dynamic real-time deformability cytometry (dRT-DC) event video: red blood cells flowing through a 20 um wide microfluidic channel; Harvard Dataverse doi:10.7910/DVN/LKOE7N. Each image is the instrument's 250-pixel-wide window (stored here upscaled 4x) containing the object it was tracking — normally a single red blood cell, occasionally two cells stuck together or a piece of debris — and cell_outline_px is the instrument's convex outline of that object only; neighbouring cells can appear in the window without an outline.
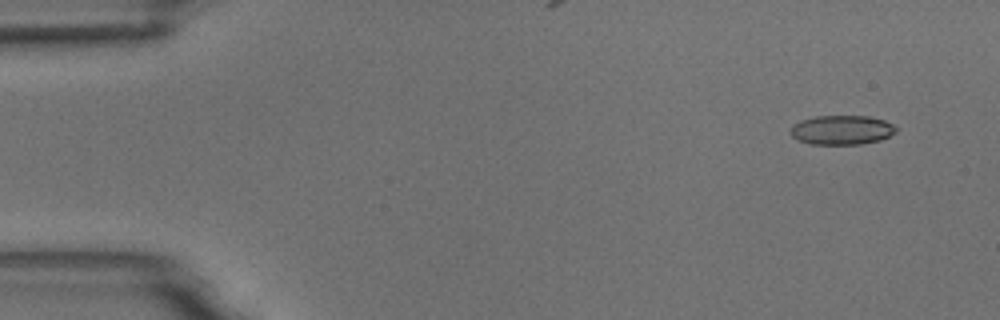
{"species": "common noctule bat (a hibernating species)", "species_latin": "Nyctalus noctula", "temperature_condition": "room temperature", "stored_images_in_passage": 6, "segment_of_instrument_passage": [2, 2], "camera_frame_rate_fps": 3000, "um_per_image_px": 0.085, "animal": {"sex": "male", "body_mass_g": 18.8}, "frame": {"image": 1, "passage_image": 6, "time_ms": 6.0, "image_size_px": [1000, 320], "cell_outline_px": [[896, 132], [880, 140], [860, 144], [812, 144], [796, 140], [788, 132], [792, 124], [800, 120], [816, 116], [868, 116], [884, 120], [892, 124], [896, 128]], "centroid_in_image_um": [71.49, 11.04], "position_along_channel_um": 13.5, "area_um2": 18.15}}